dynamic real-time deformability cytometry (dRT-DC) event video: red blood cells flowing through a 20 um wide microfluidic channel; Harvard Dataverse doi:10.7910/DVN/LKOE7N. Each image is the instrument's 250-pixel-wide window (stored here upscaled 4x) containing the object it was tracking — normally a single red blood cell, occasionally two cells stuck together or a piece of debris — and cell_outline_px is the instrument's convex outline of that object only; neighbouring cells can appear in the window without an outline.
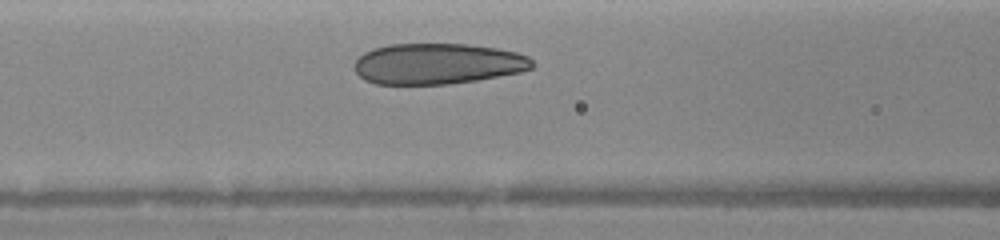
{"species": "human", "species_latin": "Homo sapiens", "temperature_condition": "warm", "stored_images_in_passage": 7, "camera_frame_rate_fps": 3000, "um_per_image_px": 0.085, "donor": {"sex": "female"}, "frame": {"image": 1, "passage_image": 4, "time_ms": 1.333, "image_size_px": [1000, 240], "cell_outline_px": [[536, 64], [532, 68], [520, 72], [476, 80], [448, 84], [376, 84], [364, 80], [356, 72], [356, 60], [364, 52], [372, 48], [388, 44], [468, 44], [496, 48], [516, 52], [528, 56]], "centroid_in_image_um": [37.2, 5.41], "position_along_channel_um": 129.4, "area_um2": 42.37}}
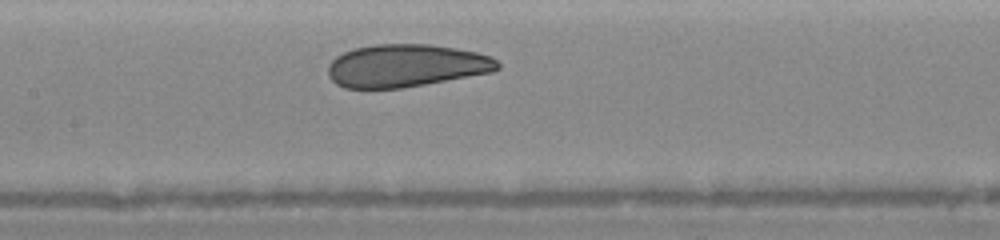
{"frame": {"image": 2, "passage_image": 7, "time_ms": 2.333, "image_size_px": [1000, 240], "cell_outline_px": [[500, 68], [492, 72], [424, 84], [400, 88], [344, 88], [336, 84], [328, 76], [328, 64], [336, 56], [352, 48], [372, 44], [432, 44], [456, 48], [476, 52], [492, 56], [500, 64]], "centroid_in_image_um": [34.5, 5.57], "position_along_channel_um": 172.9, "area_um2": 42.37}}